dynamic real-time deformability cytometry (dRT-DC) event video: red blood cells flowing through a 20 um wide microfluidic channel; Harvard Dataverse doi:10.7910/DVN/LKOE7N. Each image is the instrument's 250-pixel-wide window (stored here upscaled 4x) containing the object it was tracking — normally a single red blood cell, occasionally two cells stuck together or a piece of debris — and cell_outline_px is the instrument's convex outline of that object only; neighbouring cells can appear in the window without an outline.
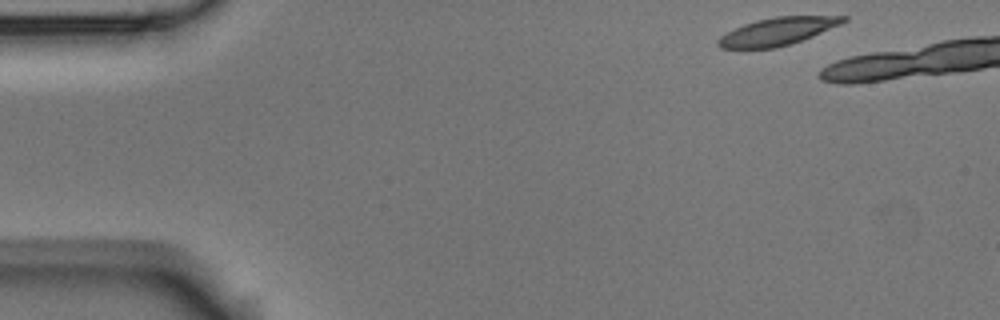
{"species": "Egyptian fruit bat (a non-hibernating species)", "species_latin": "Rousettus aegyptiacus", "temperature_condition": "room temperature", "stored_images_in_passage": 3, "camera_frame_rate_fps": 3000, "um_per_image_px": 0.085, "animal": {"sex": "male"}, "frame": {"image": 1, "passage_image": 1, "time_ms": 0.0, "image_size_px": [1000, 320], "cell_outline_px": [[848, 20], [840, 24], [812, 36], [792, 44], [776, 48], [720, 48], [716, 44], [716, 40], [720, 36], [744, 24], [756, 20], [776, 16], [848, 16]], "centroid_in_image_um": [66.08, 2.67], "position_along_channel_um": 18.9, "area_um2": 20.06}}